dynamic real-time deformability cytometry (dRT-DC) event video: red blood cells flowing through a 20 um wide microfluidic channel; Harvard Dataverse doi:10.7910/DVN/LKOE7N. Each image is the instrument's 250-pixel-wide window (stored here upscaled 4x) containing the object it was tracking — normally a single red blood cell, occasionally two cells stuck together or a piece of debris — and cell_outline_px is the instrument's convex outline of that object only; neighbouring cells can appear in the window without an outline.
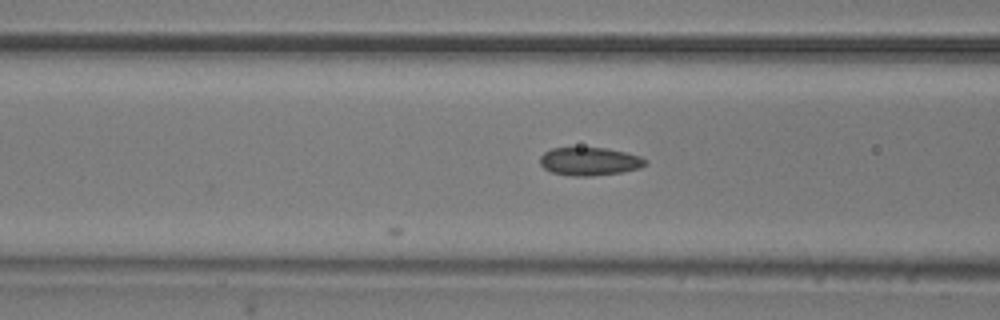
{"species": "common noctule bat (a hibernating species)", "species_latin": "Nyctalus noctula", "temperature_condition": "room temperature", "stored_images_in_passage": 7, "camera_frame_rate_fps": 3000, "um_per_image_px": 0.085, "animal": {"sex": "male", "body_mass_g": 20.5, "forearm_length_mm": 52.5}, "frame": {"image": 1, "passage_image": 7, "time_ms": 2.0, "image_size_px": [1000, 320], "cell_outline_px": [[648, 164], [640, 168], [620, 172], [588, 176], [576, 176], [552, 172], [544, 168], [540, 164], [540, 156], [544, 152], [552, 148], [604, 148], [624, 152], [640, 156], [648, 160]], "centroid_in_image_um": [50.12, 13.71], "position_along_channel_um": 116.5, "area_um2": 17.11}}